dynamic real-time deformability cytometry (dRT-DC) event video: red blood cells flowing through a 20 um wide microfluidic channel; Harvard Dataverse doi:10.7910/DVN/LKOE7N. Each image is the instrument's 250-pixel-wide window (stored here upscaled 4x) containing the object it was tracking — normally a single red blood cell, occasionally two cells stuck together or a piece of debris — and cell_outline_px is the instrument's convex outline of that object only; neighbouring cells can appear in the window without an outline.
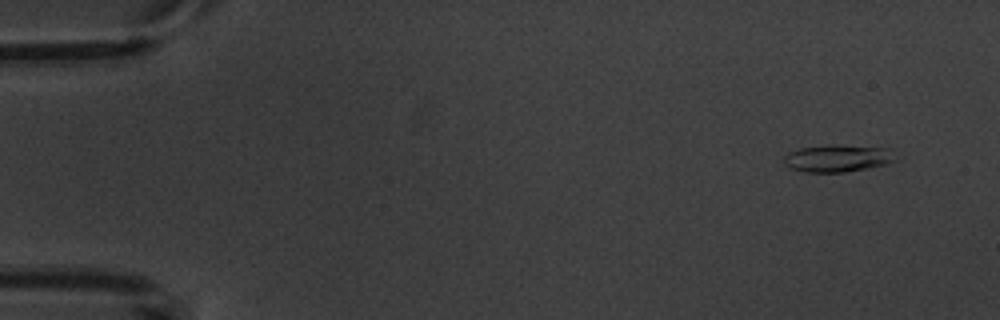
{"species": "common noctule bat (a hibernating species)", "species_latin": "Nyctalus noctula", "temperature_condition": "warm", "stored_images_in_passage": 5, "camera_frame_rate_fps": 3000, "um_per_image_px": 0.085, "animal": {"sex": "male", "body_mass_g": 20.1, "forearm_length_mm": 53.5}, "frame": {"image": 1, "passage_image": 1, "time_ms": 0.0, "image_size_px": [1000, 320], "cell_outline_px": [[896, 160], [884, 164], [868, 168], [844, 172], [804, 172], [792, 168], [784, 164], [784, 156], [788, 152], [800, 148], [832, 144], [836, 144], [888, 148]], "centroid_in_image_um": [71.16, 13.44], "position_along_channel_um": 13.8, "area_um2": 17.63}}